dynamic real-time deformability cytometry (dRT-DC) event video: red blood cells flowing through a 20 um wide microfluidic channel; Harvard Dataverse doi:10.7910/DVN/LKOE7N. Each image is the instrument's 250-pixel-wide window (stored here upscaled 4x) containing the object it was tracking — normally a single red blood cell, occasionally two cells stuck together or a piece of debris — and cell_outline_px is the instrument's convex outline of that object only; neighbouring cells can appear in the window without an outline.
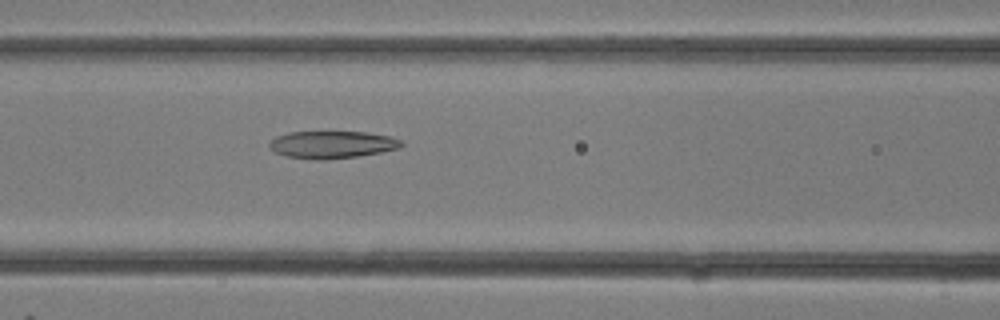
{"species": "common noctule bat (a hibernating species)", "species_latin": "Nyctalus noctula", "temperature_condition": "room temperature", "stored_images_in_passage": 5, "camera_frame_rate_fps": 3000, "um_per_image_px": 0.085, "animal": {"sex": "female"}, "frame": {"image": 1, "passage_image": 5, "time_ms": 1.333, "image_size_px": [1000, 320], "cell_outline_px": [[404, 144], [400, 148], [380, 152], [356, 156], [324, 160], [312, 160], [284, 156], [268, 148], [268, 144], [276, 136], [288, 132], [368, 132], [388, 136], [404, 140]], "centroid_in_image_um": [28.21, 12.29], "position_along_channel_um": 138.4, "area_um2": 21.21}}